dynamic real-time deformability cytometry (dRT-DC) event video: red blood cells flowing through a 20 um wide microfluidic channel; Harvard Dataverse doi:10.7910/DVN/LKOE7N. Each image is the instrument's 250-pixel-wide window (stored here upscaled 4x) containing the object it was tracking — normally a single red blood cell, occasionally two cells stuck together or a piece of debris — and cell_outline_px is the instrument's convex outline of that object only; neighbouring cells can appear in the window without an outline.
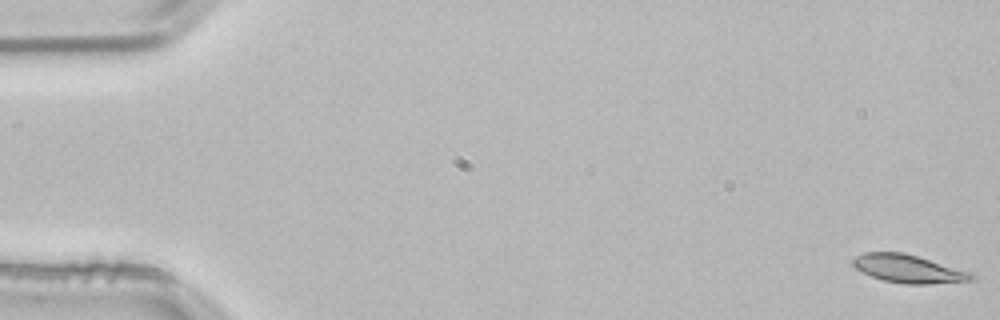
{"species": "common noctule bat (a hibernating species)", "species_latin": "Nyctalus noctula", "temperature_condition": "room temperature", "stored_images_in_passage": 3, "camera_frame_rate_fps": 3000, "um_per_image_px": 0.085, "animal": {"sex": "male", "body_mass_g": 21.5, "forearm_length_mm": 52.0}, "frame": {"image": 1, "passage_image": 1, "time_ms": 0.0, "image_size_px": [1000, 320], "cell_outline_px": [[972, 280], [928, 284], [904, 284], [884, 280], [872, 276], [856, 268], [852, 264], [852, 260], [856, 256], [864, 252], [904, 252], [972, 272]], "centroid_in_image_um": [77.19, 22.83], "position_along_channel_um": 7.8, "area_um2": 19.19}}
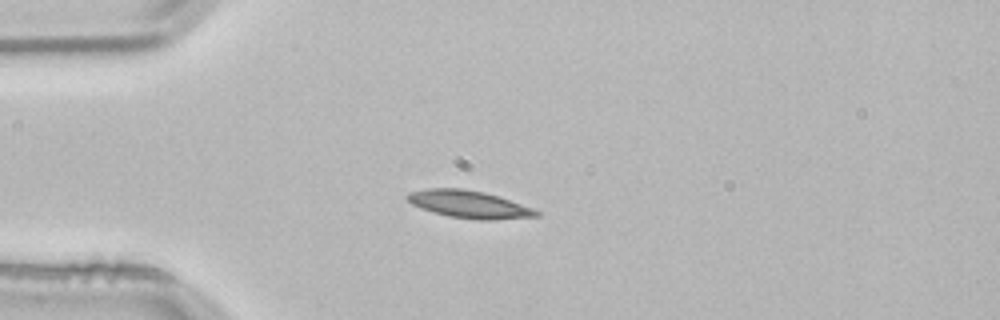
{"frame": {"image": 2, "passage_image": 3, "time_ms": 0.667, "image_size_px": [1000, 320], "cell_outline_px": [[540, 216], [496, 220], [476, 220], [448, 216], [432, 212], [420, 208], [412, 204], [404, 196], [408, 192], [428, 188], [460, 188], [484, 192], [532, 208], [540, 212]], "centroid_in_image_um": [39.82, 17.37], "position_along_channel_um": 45.2, "area_um2": 20.63}}